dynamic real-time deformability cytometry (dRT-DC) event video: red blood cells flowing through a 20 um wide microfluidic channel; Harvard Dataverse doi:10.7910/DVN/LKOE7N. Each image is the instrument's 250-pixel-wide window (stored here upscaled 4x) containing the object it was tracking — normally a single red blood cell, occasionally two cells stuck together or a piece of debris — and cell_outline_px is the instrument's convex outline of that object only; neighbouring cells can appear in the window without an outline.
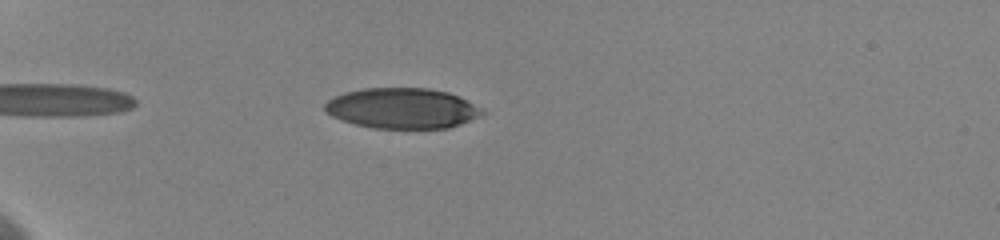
{"species": "human", "species_latin": "Homo sapiens", "temperature_condition": "cold", "stored_images_in_passage": 11, "camera_frame_rate_fps": 3000, "um_per_image_px": 0.085, "donor": {"sex": "female"}, "frame": {"image": 1, "passage_image": 8, "time_ms": 1.667, "image_size_px": [1000, 240], "cell_outline_px": [[484, 112], [460, 124], [448, 128], [372, 128], [340, 120], [332, 116], [324, 108], [324, 104], [328, 100], [344, 92], [364, 88], [428, 88], [448, 92], [472, 104]], "centroid_in_image_um": [34.1, 9.2], "position_along_channel_um": 50.9, "area_um2": 36.53}}